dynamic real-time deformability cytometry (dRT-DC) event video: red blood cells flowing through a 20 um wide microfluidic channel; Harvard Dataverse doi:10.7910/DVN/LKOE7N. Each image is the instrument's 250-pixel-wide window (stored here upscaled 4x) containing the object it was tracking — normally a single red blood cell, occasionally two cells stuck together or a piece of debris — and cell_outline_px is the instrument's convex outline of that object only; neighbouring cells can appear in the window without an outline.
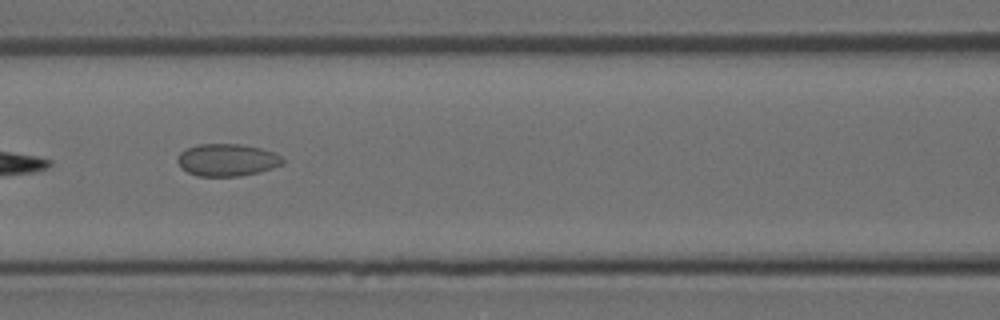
{"species": "Egyptian fruit bat (a non-hibernating species)", "species_latin": "Rousettus aegyptiacus", "temperature_condition": "room temperature", "stored_images_in_passage": 8, "camera_frame_rate_fps": 3000, "um_per_image_px": 0.085, "animal": {"sex": "female"}, "frame": {"image": 1, "passage_image": 6, "time_ms": 6.333, "image_size_px": [1000, 320], "cell_outline_px": [[284, 164], [260, 172], [240, 176], [196, 176], [180, 168], [176, 160], [176, 156], [184, 148], [200, 144], [240, 144], [260, 148], [272, 152], [280, 156], [284, 160]], "centroid_in_image_um": [19.25, 13.6], "position_along_channel_um": 147.3, "area_um2": 20.0}}
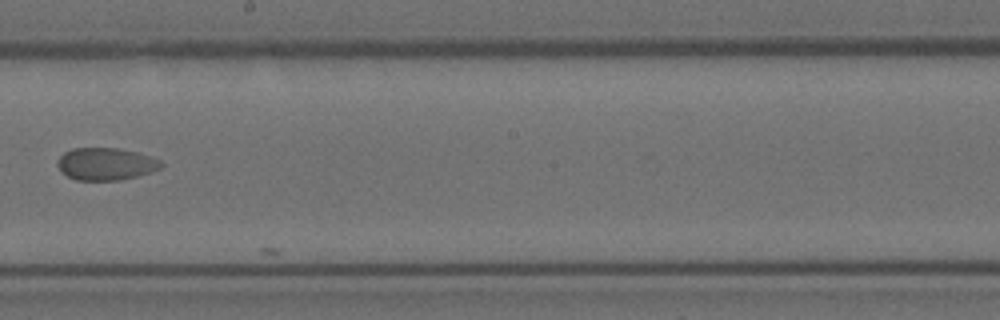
{"frame": {"image": 2, "passage_image": 8, "time_ms": 8.667, "image_size_px": [1000, 320], "cell_outline_px": [[164, 164], [160, 168], [152, 172], [120, 180], [76, 180], [60, 172], [56, 164], [56, 160], [64, 152], [72, 148], [120, 148], [136, 152], [160, 160]], "centroid_in_image_um": [8.96, 13.93], "position_along_channel_um": 239.2, "area_um2": 19.65}}